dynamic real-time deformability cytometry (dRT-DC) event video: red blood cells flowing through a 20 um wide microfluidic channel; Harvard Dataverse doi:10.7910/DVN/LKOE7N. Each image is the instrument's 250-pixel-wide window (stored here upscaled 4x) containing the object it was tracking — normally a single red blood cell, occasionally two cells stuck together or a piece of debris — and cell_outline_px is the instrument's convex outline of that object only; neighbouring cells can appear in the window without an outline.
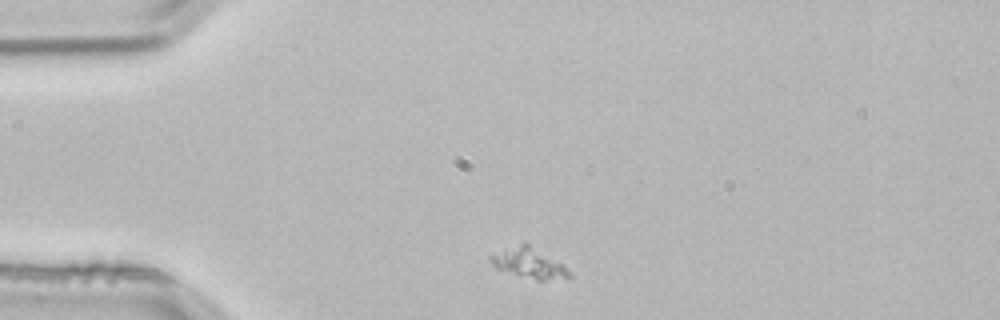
{"species": "common noctule bat (a hibernating species)", "species_latin": "Nyctalus noctula", "temperature_condition": "room temperature", "stored_images_in_passage": 1, "camera_frame_rate_fps": 3000, "um_per_image_px": 0.085, "animal": {"sex": "male", "body_mass_g": 21.5, "forearm_length_mm": 52.0}, "frame": {"image": 1, "passage_image": 1, "time_ms": 0.0, "image_size_px": [1000, 320], "cell_outline_px": [[572, 276], [568, 280], [536, 280], [496, 268], [488, 260], [488, 256], [520, 244], [528, 244], [560, 264]], "centroid_in_image_um": [44.96, 22.41], "position_along_channel_um": 40.0, "area_um2": 13.18}}